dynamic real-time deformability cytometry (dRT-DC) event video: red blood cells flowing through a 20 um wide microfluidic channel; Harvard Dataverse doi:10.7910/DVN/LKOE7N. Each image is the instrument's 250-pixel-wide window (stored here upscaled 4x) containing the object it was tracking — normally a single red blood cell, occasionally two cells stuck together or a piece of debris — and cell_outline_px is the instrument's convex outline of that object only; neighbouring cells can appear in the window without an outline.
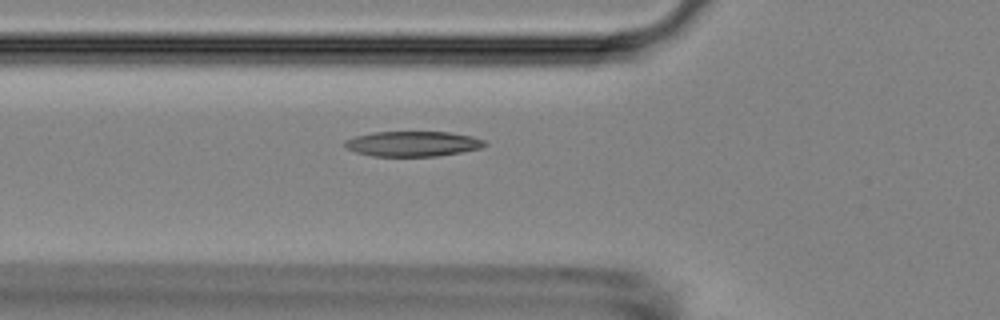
{"species": "Egyptian fruit bat (a non-hibernating species)", "species_latin": "Rousettus aegyptiacus", "temperature_condition": "room temperature", "stored_images_in_passage": 15, "camera_frame_rate_fps": 3000, "um_per_image_px": 0.085, "animal": {"sex": "female"}, "frame": {"image": 1, "passage_image": 3, "time_ms": 0.667, "image_size_px": [1000, 320], "cell_outline_px": [[488, 144], [480, 148], [460, 152], [436, 156], [372, 156], [356, 152], [348, 148], [344, 144], [344, 140], [356, 136], [372, 132], [448, 132], [472, 136], [484, 140]], "centroid_in_image_um": [35.08, 12.22], "position_along_channel_um": 90.7, "area_um2": 20.4}}
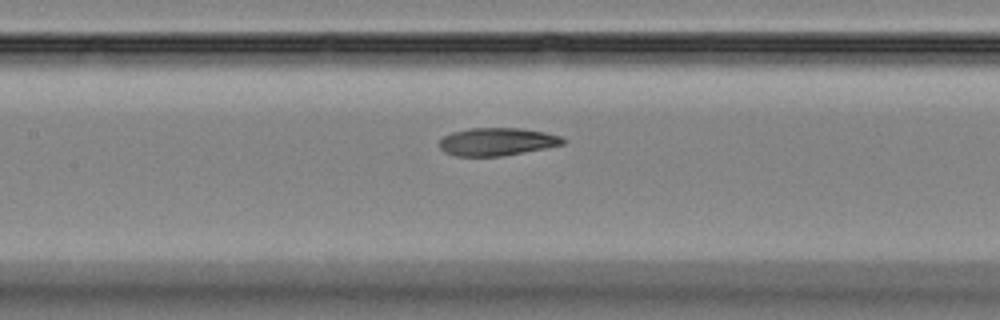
{"frame": {"image": 2, "passage_image": 9, "time_ms": 2.667, "image_size_px": [1000, 320], "cell_outline_px": [[564, 144], [544, 148], [500, 156], [456, 156], [444, 152], [440, 148], [440, 140], [444, 136], [452, 132], [468, 128], [520, 128], [544, 132], [560, 136], [564, 140]], "centroid_in_image_um": [42.2, 12.04], "position_along_channel_um": 165.2, "area_um2": 19.83}}
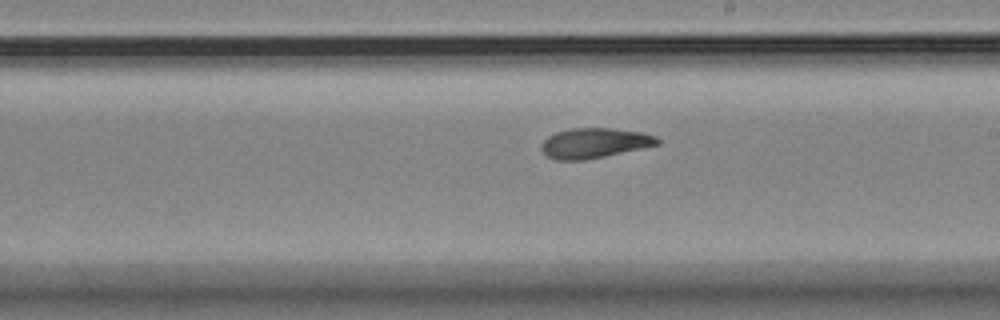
{"frame": {"image": 3, "passage_image": 15, "time_ms": 4.667, "image_size_px": [1000, 320], "cell_outline_px": [[660, 144], [604, 156], [584, 160], [556, 160], [548, 156], [540, 148], [540, 144], [548, 136], [556, 132], [568, 128], [612, 128], [640, 132], [656, 136], [660, 140]], "centroid_in_image_um": [50.5, 12.15], "position_along_channel_um": 238.5, "area_um2": 20.23}}